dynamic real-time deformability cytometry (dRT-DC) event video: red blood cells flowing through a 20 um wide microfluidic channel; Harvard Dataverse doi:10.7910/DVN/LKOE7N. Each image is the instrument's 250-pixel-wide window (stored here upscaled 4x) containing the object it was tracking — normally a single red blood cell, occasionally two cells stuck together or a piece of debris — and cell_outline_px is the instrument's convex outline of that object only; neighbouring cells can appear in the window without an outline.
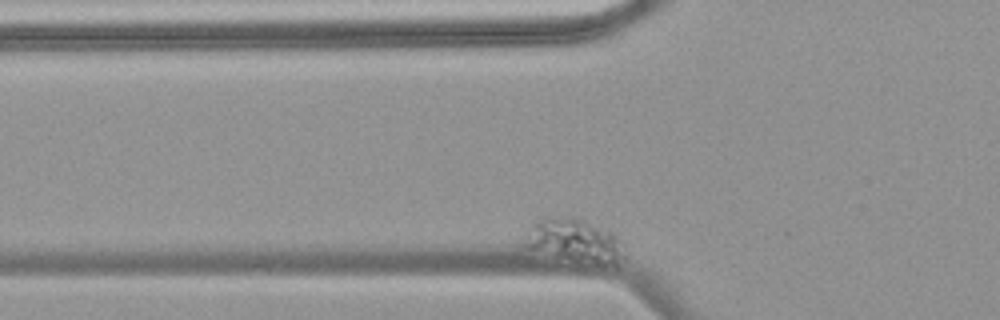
{"species": "common noctule bat (a hibernating species)", "species_latin": "Nyctalus noctula", "temperature_condition": "warm", "stored_images_in_passage": 42, "camera_frame_rate_fps": 3000, "um_per_image_px": 0.085, "animal": {"sex": "female", "body_mass_g": 18.4}, "frame": {"image": 1, "passage_image": 2, "time_ms": 0.333, "image_size_px": [1000, 320], "cell_outline_px": [[624, 260], [620, 268], [616, 268], [528, 248], [520, 244], [524, 236], [536, 220], [540, 216], [572, 216], [584, 220], [608, 232], [616, 240], [624, 256]], "centroid_in_image_um": [48.78, 20.44], "position_along_channel_um": 77.0, "area_um2": 24.62}}
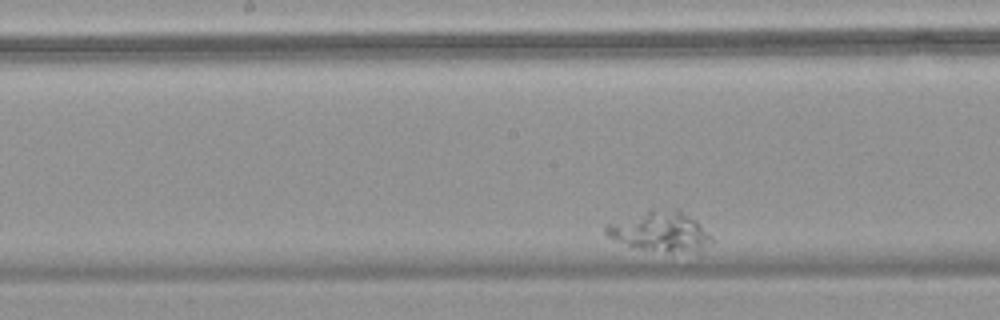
{"frame": {"image": 2, "passage_image": 20, "time_ms": 6.333, "image_size_px": [1000, 320], "cell_outline_px": [[712, 244], [700, 252], [696, 252], [640, 248], [604, 236], [604, 228], [608, 224], [652, 208], [680, 208], [700, 224], [712, 236]], "centroid_in_image_um": [56.17, 19.63], "position_along_channel_um": 192.0, "area_um2": 24.45}}
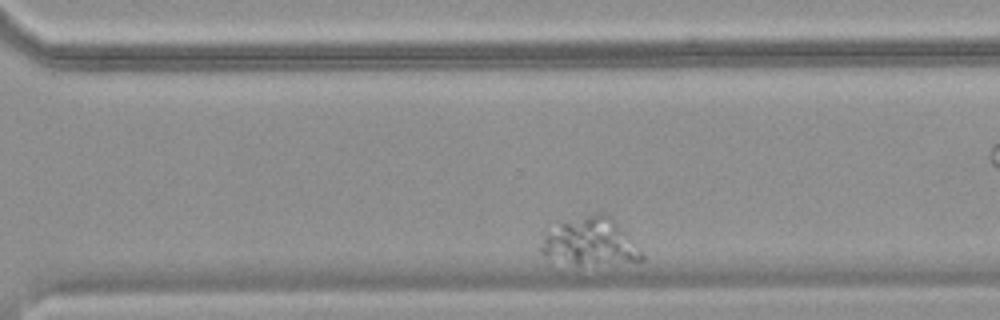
{"frame": {"image": 3, "passage_image": 36, "time_ms": 11.667, "image_size_px": [1000, 320], "cell_outline_px": [[644, 260], [580, 264], [576, 264], [540, 252], [540, 248], [544, 236], [556, 220], [592, 212], [608, 212], [612, 216], [644, 256]], "centroid_in_image_um": [50.13, 20.43], "position_along_channel_um": 320.5, "area_um2": 27.69}}